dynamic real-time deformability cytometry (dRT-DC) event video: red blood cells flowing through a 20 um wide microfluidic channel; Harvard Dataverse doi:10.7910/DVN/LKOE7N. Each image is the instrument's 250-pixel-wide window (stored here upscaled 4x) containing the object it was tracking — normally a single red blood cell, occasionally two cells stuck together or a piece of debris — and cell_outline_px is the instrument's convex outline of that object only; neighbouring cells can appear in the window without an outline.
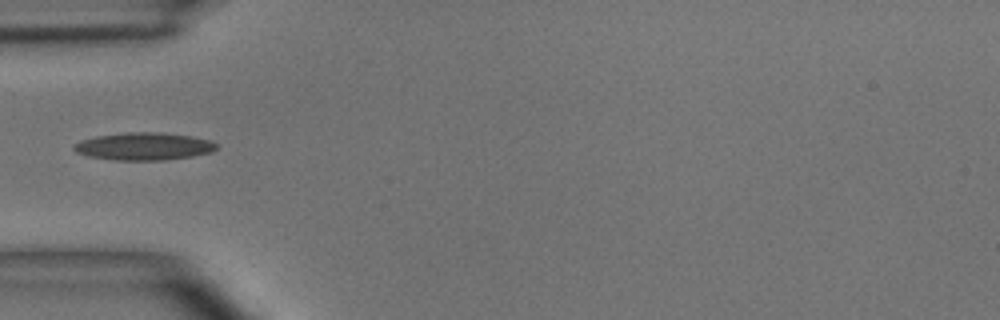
{"species": "common noctule bat (a hibernating species)", "species_latin": "Nyctalus noctula", "temperature_condition": "room temperature", "stored_images_in_passage": 3, "camera_frame_rate_fps": 3000, "um_per_image_px": 0.085, "animal": {"sex": "male", "body_mass_g": 15.6}, "frame": {"image": 1, "passage_image": 3, "time_ms": 2.333, "image_size_px": [1000, 320], "cell_outline_px": [[216, 148], [212, 152], [192, 156], [164, 160], [112, 160], [88, 156], [76, 152], [72, 148], [72, 144], [80, 140], [96, 136], [124, 132], [160, 132], [192, 136], [212, 140], [216, 144]], "centroid_in_image_um": [12.2, 12.43], "position_along_channel_um": 72.8, "area_um2": 23.12}}